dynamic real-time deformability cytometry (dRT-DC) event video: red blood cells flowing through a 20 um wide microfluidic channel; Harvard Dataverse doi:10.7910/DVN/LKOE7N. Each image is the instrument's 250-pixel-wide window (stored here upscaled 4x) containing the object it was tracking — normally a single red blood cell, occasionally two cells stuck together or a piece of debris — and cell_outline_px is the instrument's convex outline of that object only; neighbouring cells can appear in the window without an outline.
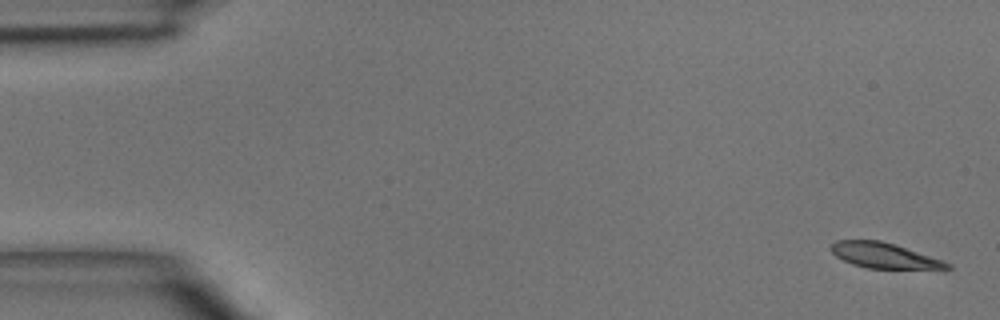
{"species": "common noctule bat (a hibernating species)", "species_latin": "Nyctalus noctula", "temperature_condition": "room temperature", "stored_images_in_passage": 5, "camera_frame_rate_fps": 3000, "um_per_image_px": 0.085, "animal": {"sex": "male", "body_mass_g": 15.6}, "frame": {"image": 1, "passage_image": 1, "time_ms": 0.0, "image_size_px": [1000, 320], "cell_outline_px": [[952, 268], [868, 268], [852, 264], [836, 256], [828, 248], [836, 240], [880, 240], [896, 244], [944, 260], [952, 264]], "centroid_in_image_um": [75.14, 21.7], "position_along_channel_um": 9.9, "area_um2": 17.11}}
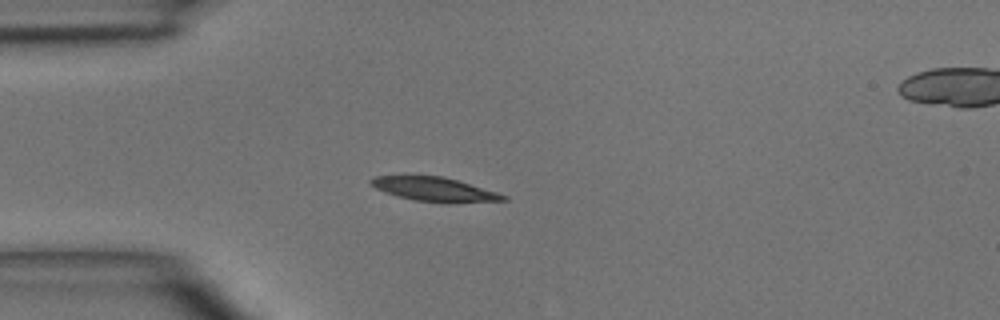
{"frame": {"image": 2, "passage_image": 4, "time_ms": 3.667, "image_size_px": [1000, 320], "cell_outline_px": [[508, 200], [448, 204], [444, 204], [416, 200], [396, 196], [376, 188], [368, 180], [376, 176], [444, 176], [496, 192], [508, 196]], "centroid_in_image_um": [36.98, 16.11], "position_along_channel_um": 48.0, "area_um2": 18.61}}